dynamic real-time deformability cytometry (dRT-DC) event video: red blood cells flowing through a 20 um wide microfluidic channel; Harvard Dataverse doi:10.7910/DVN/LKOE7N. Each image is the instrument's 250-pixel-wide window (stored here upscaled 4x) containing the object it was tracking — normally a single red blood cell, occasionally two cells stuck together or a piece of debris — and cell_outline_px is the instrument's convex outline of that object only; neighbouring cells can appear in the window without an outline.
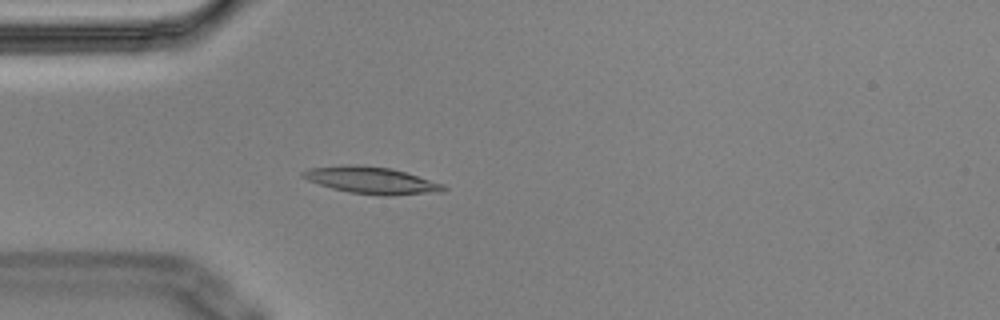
{"species": "Egyptian fruit bat (a non-hibernating species)", "species_latin": "Rousettus aegyptiacus", "temperature_condition": "cold", "stored_images_in_passage": 2, "camera_frame_rate_fps": 3000, "um_per_image_px": 0.085, "animal": {"sex": "male"}, "frame": {"image": 1, "passage_image": 2, "time_ms": 0.333, "image_size_px": [1000, 320], "cell_outline_px": [[448, 188], [444, 192], [388, 196], [384, 196], [348, 192], [332, 188], [308, 180], [300, 176], [300, 172], [308, 168], [356, 164], [388, 168], [404, 172], [444, 184]], "centroid_in_image_um": [31.59, 15.34], "position_along_channel_um": 53.4, "area_um2": 22.02}}